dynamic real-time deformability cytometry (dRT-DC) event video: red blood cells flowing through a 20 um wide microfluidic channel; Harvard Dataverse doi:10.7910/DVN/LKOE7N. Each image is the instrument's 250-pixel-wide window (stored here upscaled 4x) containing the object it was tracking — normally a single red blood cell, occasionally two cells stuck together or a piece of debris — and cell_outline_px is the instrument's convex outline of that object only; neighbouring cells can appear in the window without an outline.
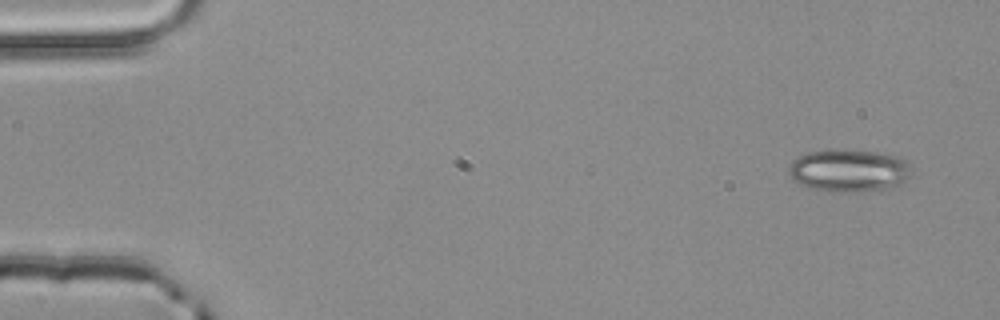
{"species": "common noctule bat (a hibernating species)", "species_latin": "Nyctalus noctula", "temperature_condition": "room temperature", "stored_images_in_passage": 5, "camera_frame_rate_fps": 3000, "um_per_image_px": 0.085, "animal": {"sex": "male", "body_mass_g": 20.4}, "frame": {"image": 1, "passage_image": 1, "time_ms": 0.0, "image_size_px": [1000, 320], "cell_outline_px": [[912, 176], [900, 184], [888, 188], [856, 192], [832, 192], [808, 188], [800, 184], [788, 172], [788, 168], [792, 160], [808, 152], [872, 152], [900, 156], [908, 164]], "centroid_in_image_um": [72.18, 14.55], "position_along_channel_um": 12.8, "area_um2": 29.71}}